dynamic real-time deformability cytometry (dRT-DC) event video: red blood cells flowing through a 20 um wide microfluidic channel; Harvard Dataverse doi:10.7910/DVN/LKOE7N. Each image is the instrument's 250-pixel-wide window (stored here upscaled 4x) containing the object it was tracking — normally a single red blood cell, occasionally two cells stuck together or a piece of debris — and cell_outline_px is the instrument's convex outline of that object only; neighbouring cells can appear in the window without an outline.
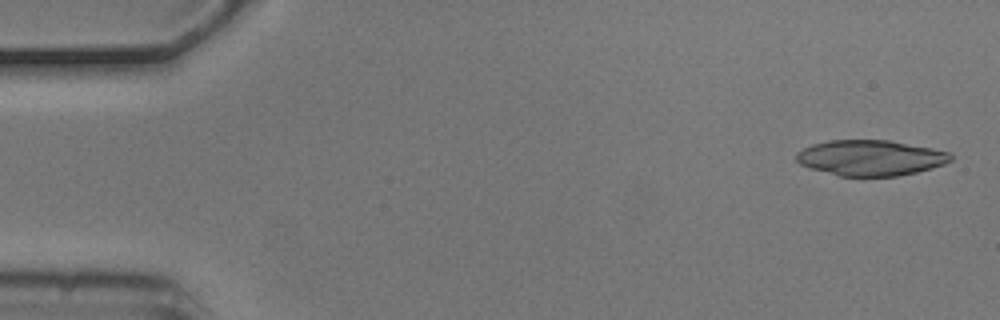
{"species": "common noctule bat (a hibernating species)", "species_latin": "Nyctalus noctula", "temperature_condition": "cold", "stored_images_in_passage": 4, "camera_frame_rate_fps": 3000, "um_per_image_px": 0.085, "animal": {"sex": "male", "body_mass_g": 20.5, "forearm_length_mm": 52.5}, "frame": {"image": 1, "passage_image": 1, "time_ms": 0.0, "image_size_px": [1000, 320], "cell_outline_px": [[952, 160], [944, 164], [932, 168], [916, 172], [896, 176], [840, 176], [808, 168], [800, 164], [796, 160], [796, 152], [812, 144], [828, 140], [888, 140], [932, 148], [952, 152]], "centroid_in_image_um": [73.99, 13.41], "position_along_channel_um": 11.0, "area_um2": 32.14}}